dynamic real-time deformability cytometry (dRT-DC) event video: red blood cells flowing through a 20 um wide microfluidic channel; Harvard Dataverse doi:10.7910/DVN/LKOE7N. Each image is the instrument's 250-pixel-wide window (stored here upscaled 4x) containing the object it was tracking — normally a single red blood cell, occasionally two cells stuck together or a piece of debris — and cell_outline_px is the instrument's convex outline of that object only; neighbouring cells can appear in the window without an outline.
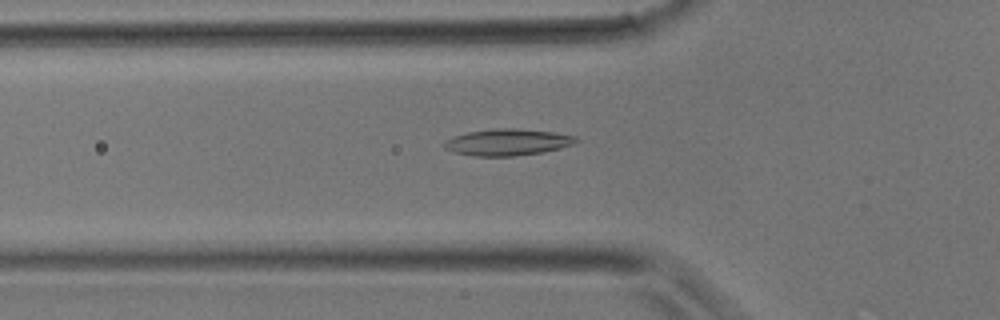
{"species": "common noctule bat (a hibernating species)", "species_latin": "Nyctalus noctula", "temperature_condition": "room temperature", "stored_images_in_passage": 38, "camera_frame_rate_fps": 3000, "um_per_image_px": 0.085, "animal": {"sex": "male", "body_mass_g": 17.9}, "frame": {"image": 1, "passage_image": 12, "time_ms": 3.667, "image_size_px": [1000, 320], "cell_outline_px": [[580, 140], [572, 144], [560, 148], [544, 152], [512, 156], [476, 156], [456, 152], [444, 148], [444, 140], [452, 136], [468, 132], [496, 128], [516, 128], [552, 132], [576, 136]], "centroid_in_image_um": [43.14, 12.08], "position_along_channel_um": 82.7, "area_um2": 20.35}}
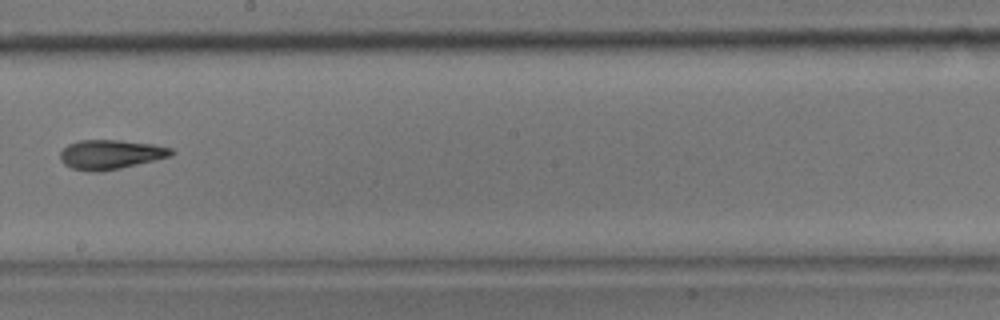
{"frame": {"image": 2, "passage_image": 21, "time_ms": 6.667, "image_size_px": [1000, 320], "cell_outline_px": [[176, 152], [172, 156], [156, 160], [120, 168], [100, 172], [88, 172], [72, 168], [64, 164], [60, 160], [60, 152], [68, 144], [80, 140], [120, 140], [156, 144], [172, 148]], "centroid_in_image_um": [9.43, 13.13], "position_along_channel_um": 238.8, "area_um2": 19.31}}
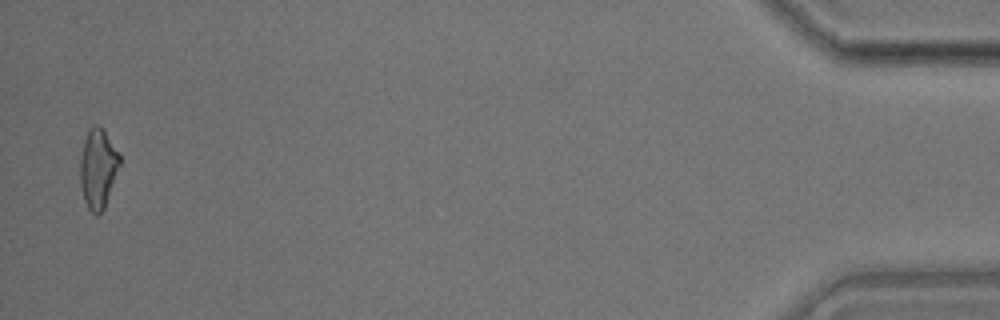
{"frame": {"image": 3, "passage_image": 37, "time_ms": 12.0, "image_size_px": [1000, 320], "cell_outline_px": [[120, 164], [104, 208], [96, 216], [88, 208], [84, 200], [80, 184], [80, 160], [84, 140], [88, 132], [96, 124], [100, 124], [120, 156]], "centroid_in_image_um": [8.32, 14.33], "position_along_channel_um": 426.9, "area_um2": 17.98}}